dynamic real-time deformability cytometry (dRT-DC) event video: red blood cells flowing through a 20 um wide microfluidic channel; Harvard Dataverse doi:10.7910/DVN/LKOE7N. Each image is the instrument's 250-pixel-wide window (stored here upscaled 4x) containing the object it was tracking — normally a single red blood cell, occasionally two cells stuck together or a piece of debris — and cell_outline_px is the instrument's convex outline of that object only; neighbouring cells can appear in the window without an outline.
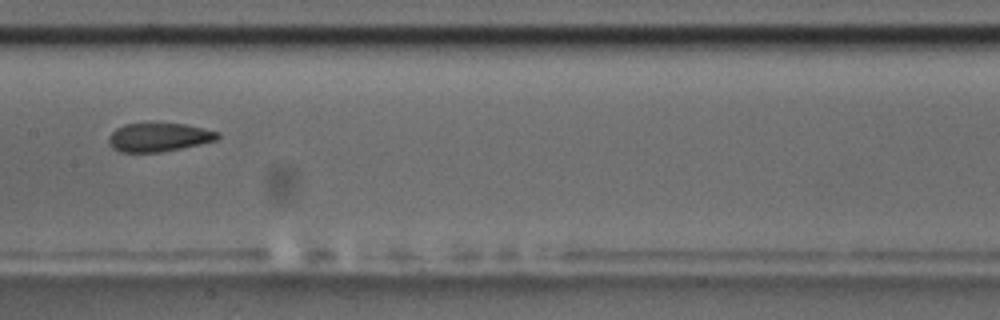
{"species": "common noctule bat (a hibernating species)", "species_latin": "Nyctalus noctula", "temperature_condition": "room temperature", "stored_images_in_passage": 6, "camera_frame_rate_fps": 3000, "um_per_image_px": 0.085, "animal": {"sex": "male", "body_mass_g": 17.5, "forearm_length_mm": 52.3}, "frame": {"image": 1, "passage_image": 4, "time_ms": 3.667, "image_size_px": [1000, 320], "cell_outline_px": [[220, 136], [216, 140], [200, 144], [160, 152], [120, 152], [112, 148], [108, 144], [108, 136], [116, 128], [124, 124], [144, 120], [184, 124], [220, 132]], "centroid_in_image_um": [13.44, 11.62], "position_along_channel_um": 194.0, "area_um2": 18.9}}
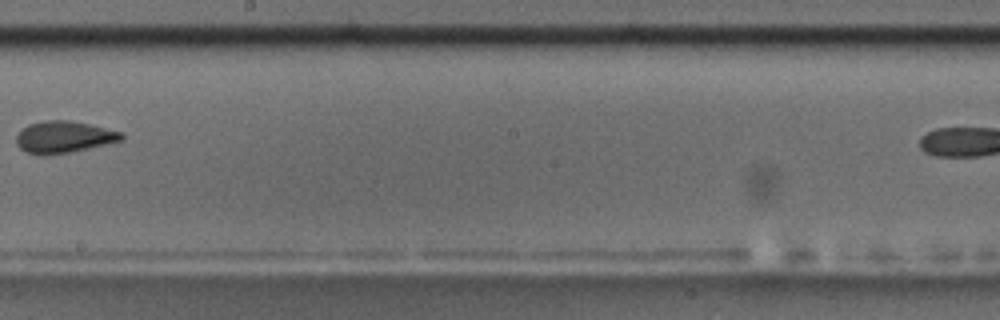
{"frame": {"image": 2, "passage_image": 5, "time_ms": 5.0, "image_size_px": [1000, 320], "cell_outline_px": [[124, 140], [88, 148], [68, 152], [40, 156], [24, 152], [16, 144], [16, 136], [28, 124], [44, 120], [68, 120], [88, 124], [124, 132]], "centroid_in_image_um": [5.42, 11.65], "position_along_channel_um": 242.8, "area_um2": 19.54}}
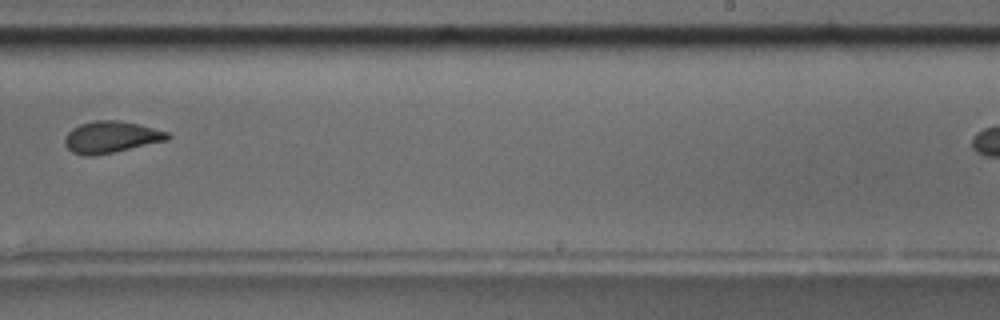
{"frame": {"image": 3, "passage_image": 6, "time_ms": 6.0, "image_size_px": [1000, 320], "cell_outline_px": [[172, 136], [168, 140], [112, 152], [92, 156], [84, 156], [72, 152], [64, 144], [64, 136], [72, 128], [80, 124], [96, 120], [120, 120], [168, 132]], "centroid_in_image_um": [9.4, 11.65], "position_along_channel_um": 279.6, "area_um2": 18.84}}